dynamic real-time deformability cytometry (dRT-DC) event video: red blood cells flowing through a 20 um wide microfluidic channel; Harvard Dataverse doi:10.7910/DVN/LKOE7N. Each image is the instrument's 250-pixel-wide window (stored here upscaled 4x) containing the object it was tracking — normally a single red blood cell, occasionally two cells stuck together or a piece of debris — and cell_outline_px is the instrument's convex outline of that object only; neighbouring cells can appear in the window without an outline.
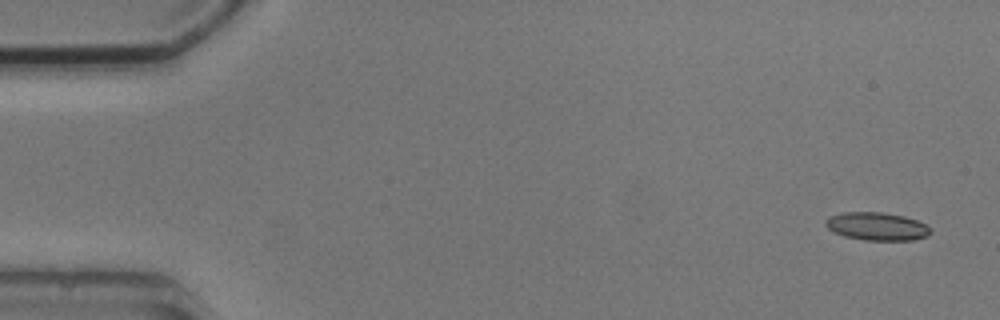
{"species": "common noctule bat (a hibernating species)", "species_latin": "Nyctalus noctula", "temperature_condition": "cold", "stored_images_in_passage": 4, "camera_frame_rate_fps": 3000, "um_per_image_px": 0.085, "animal": {"sex": "male", "body_mass_g": 20.5, "forearm_length_mm": 52.5}, "frame": {"image": 1, "passage_image": 1, "time_ms": 0.0, "image_size_px": [1000, 320], "cell_outline_px": [[932, 232], [928, 236], [912, 240], [864, 240], [844, 236], [828, 228], [824, 224], [824, 220], [828, 216], [844, 212], [880, 212], [904, 216], [916, 220], [924, 224]], "centroid_in_image_um": [74.5, 19.24], "position_along_channel_um": 10.5, "area_um2": 17.05}}